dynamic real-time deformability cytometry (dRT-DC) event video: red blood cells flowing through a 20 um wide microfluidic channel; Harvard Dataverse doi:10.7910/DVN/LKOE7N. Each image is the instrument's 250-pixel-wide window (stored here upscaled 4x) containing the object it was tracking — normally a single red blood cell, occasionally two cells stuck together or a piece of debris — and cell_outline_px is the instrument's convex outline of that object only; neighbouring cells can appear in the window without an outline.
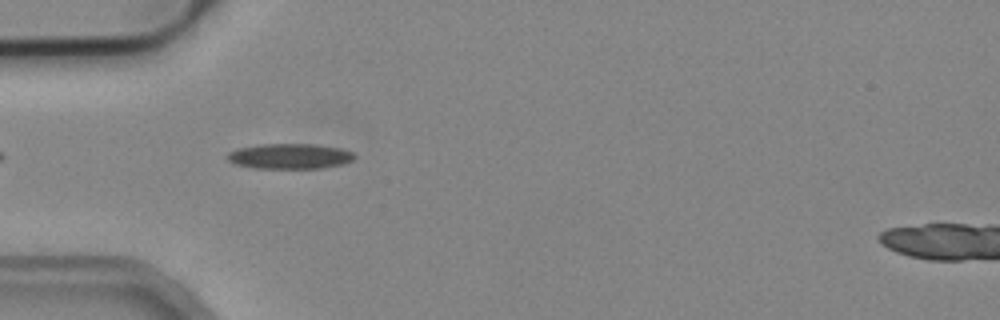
{"species": "common noctule bat (a hibernating species)", "species_latin": "Nyctalus noctula", "temperature_condition": "cold", "stored_images_in_passage": 3, "camera_frame_rate_fps": 3000, "um_per_image_px": 0.085, "animal": {"sex": "male", "body_mass_g": 19.2, "forearm_length_mm": 51.8}, "frame": {"image": 1, "passage_image": 1, "time_ms": 0.0, "image_size_px": [1000, 320], "cell_outline_px": [[356, 156], [352, 160], [344, 164], [320, 168], [256, 168], [236, 164], [228, 160], [228, 152], [236, 148], [260, 144], [316, 144], [340, 148], [352, 152]], "centroid_in_image_um": [24.64, 13.27], "position_along_channel_um": 60.4, "area_um2": 18.73}}